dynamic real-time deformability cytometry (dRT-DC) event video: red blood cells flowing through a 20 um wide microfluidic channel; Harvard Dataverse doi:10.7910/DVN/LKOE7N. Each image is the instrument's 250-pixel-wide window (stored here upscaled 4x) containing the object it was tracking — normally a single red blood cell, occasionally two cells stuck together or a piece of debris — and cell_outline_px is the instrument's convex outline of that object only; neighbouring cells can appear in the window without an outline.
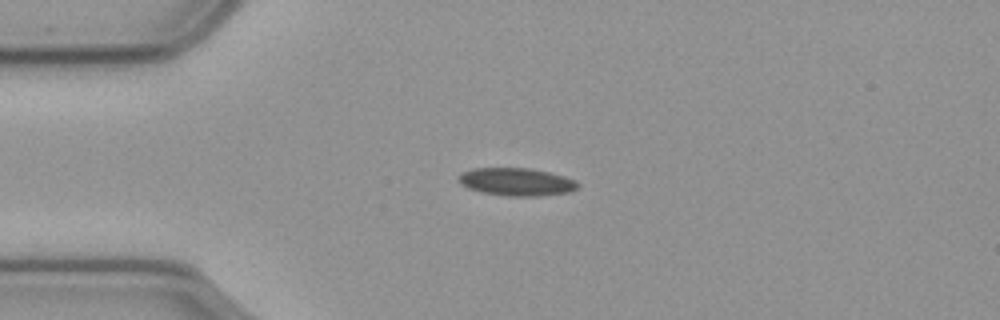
{"species": "common noctule bat (a hibernating species)", "species_latin": "Nyctalus noctula", "temperature_condition": "cold", "stored_images_in_passage": 45, "camera_frame_rate_fps": 3000, "um_per_image_px": 0.085, "animal": {"sex": "male", "body_mass_g": 23.1, "forearm_length_mm": 52.7}, "frame": {"image": 1, "passage_image": 1, "time_ms": 0.0, "image_size_px": [1000, 320], "cell_outline_px": [[580, 184], [572, 192], [540, 196], [508, 196], [484, 192], [468, 188], [460, 184], [460, 176], [464, 172], [472, 168], [528, 168], [548, 172], [564, 176], [576, 180]], "centroid_in_image_um": [43.96, 15.46], "position_along_channel_um": 41.0, "area_um2": 19.19}}
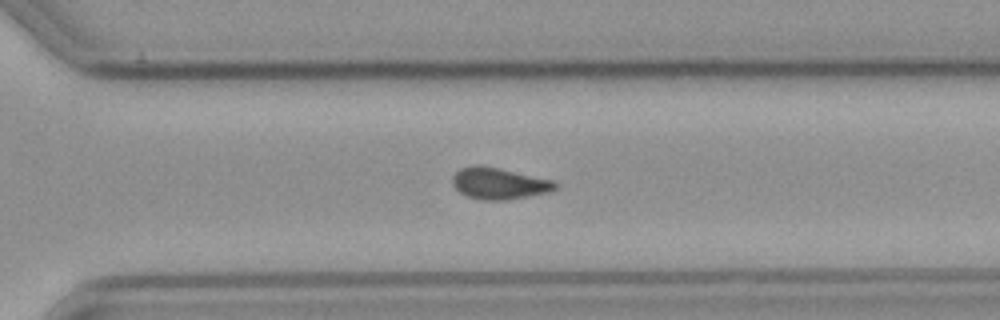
{"frame": {"image": 2, "passage_image": 27, "time_ms": 8.667, "image_size_px": [1000, 320], "cell_outline_px": [[556, 188], [548, 192], [508, 200], [484, 200], [464, 196], [452, 184], [452, 176], [460, 168], [472, 164], [476, 164], [556, 180]], "centroid_in_image_um": [42.39, 15.59], "position_along_channel_um": 328.2, "area_um2": 18.9}}
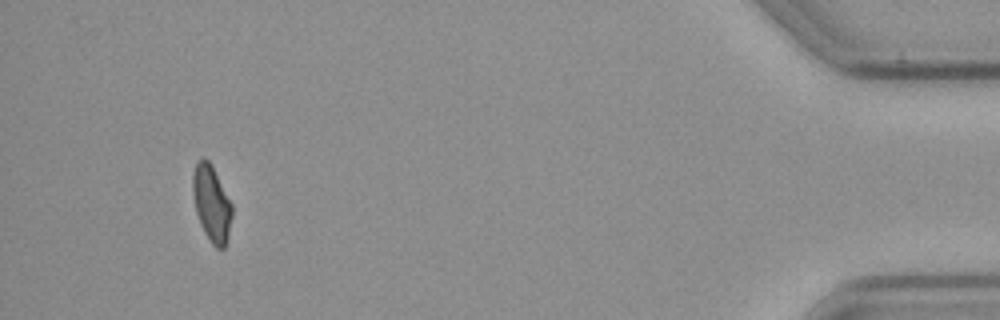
{"frame": {"image": 3, "passage_image": 41, "time_ms": 13.333, "image_size_px": [1000, 320], "cell_outline_px": [[232, 216], [228, 240], [224, 248], [216, 248], [212, 244], [204, 232], [200, 224], [196, 212], [192, 192], [192, 176], [196, 164], [204, 156], [212, 164], [232, 204]], "centroid_in_image_um": [17.99, 17.3], "position_along_channel_um": 417.2, "area_um2": 17.57}}